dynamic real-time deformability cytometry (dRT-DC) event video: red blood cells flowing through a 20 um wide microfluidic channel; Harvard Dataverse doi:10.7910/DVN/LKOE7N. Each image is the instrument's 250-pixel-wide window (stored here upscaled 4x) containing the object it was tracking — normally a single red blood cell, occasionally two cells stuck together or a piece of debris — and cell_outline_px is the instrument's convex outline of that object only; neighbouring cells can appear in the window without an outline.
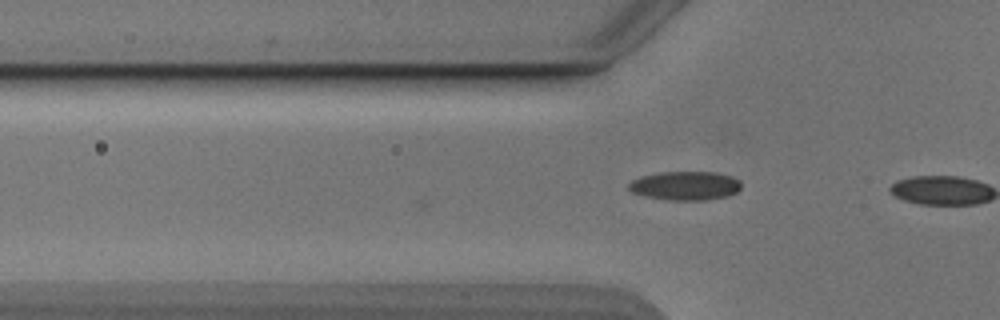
{"species": "Egyptian fruit bat (a non-hibernating species)", "species_latin": "Rousettus aegyptiacus", "temperature_condition": "cold", "stored_images_in_passage": 3, "camera_frame_rate_fps": 3000, "um_per_image_px": 0.085, "animal": {"sex": "male"}, "frame": {"image": 1, "passage_image": 3, "time_ms": 0.667, "image_size_px": [1000, 320], "cell_outline_px": [[740, 188], [736, 192], [728, 196], [708, 200], [668, 200], [644, 196], [632, 192], [628, 188], [628, 184], [632, 180], [640, 176], [660, 172], [712, 172], [732, 176], [740, 180]], "centroid_in_image_um": [58.23, 15.79], "position_along_channel_um": 67.6, "area_um2": 19.02}}